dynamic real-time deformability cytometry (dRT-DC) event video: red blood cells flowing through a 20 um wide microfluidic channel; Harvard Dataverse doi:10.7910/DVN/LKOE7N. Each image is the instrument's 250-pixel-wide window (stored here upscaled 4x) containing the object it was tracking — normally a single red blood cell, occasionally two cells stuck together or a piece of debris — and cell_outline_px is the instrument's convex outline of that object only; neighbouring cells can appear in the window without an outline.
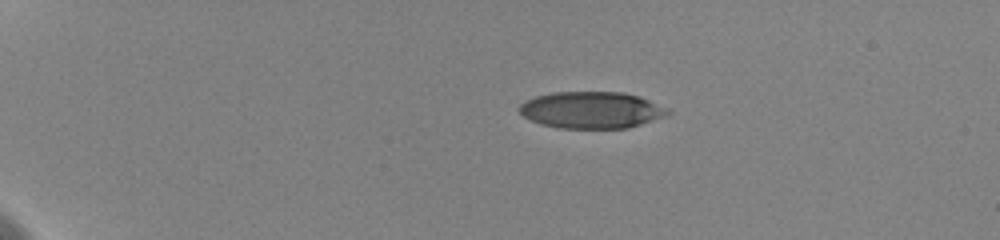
{"species": "human", "species_latin": "Homo sapiens", "temperature_condition": "cold", "stored_images_in_passage": 32, "camera_frame_rate_fps": 3000, "um_per_image_px": 0.085, "donor": {"sex": "female"}, "frame": {"image": 1, "passage_image": 1, "time_ms": 0.0, "image_size_px": [1000, 240], "cell_outline_px": [[672, 112], [668, 116], [628, 128], [556, 128], [540, 124], [524, 116], [516, 108], [524, 100], [536, 96], [552, 92], [624, 92], [640, 96], [668, 108]], "centroid_in_image_um": [50.29, 9.35], "position_along_channel_um": 34.7, "area_um2": 32.14}}
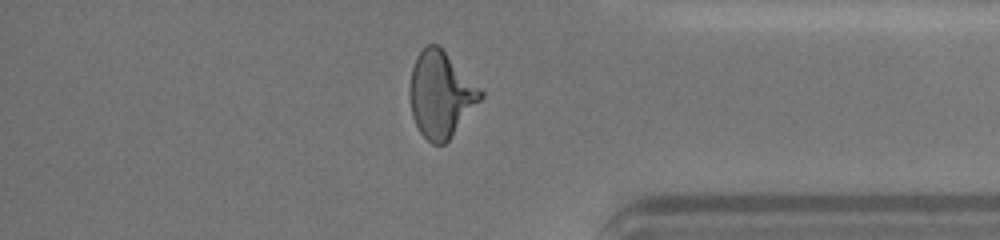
{"frame": {"image": 2, "passage_image": 26, "time_ms": 12.667, "image_size_px": [1000, 240], "cell_outline_px": [[484, 96], [448, 140], [444, 144], [432, 144], [420, 132], [412, 116], [408, 96], [408, 88], [412, 68], [416, 56], [428, 44], [436, 44], [484, 92]], "centroid_in_image_um": [37.42, 8.05], "position_along_channel_um": 397.8, "area_um2": 34.97}}
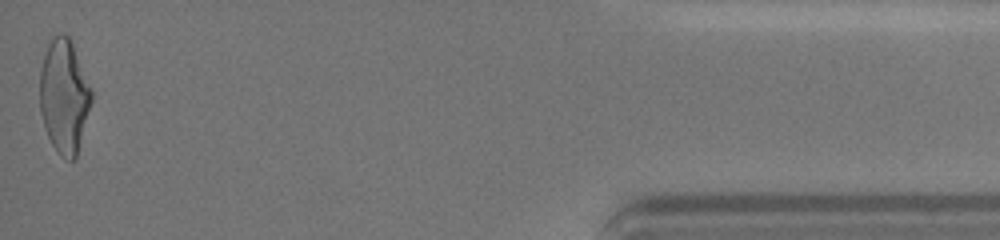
{"frame": {"image": 3, "passage_image": 32, "time_ms": 15.0, "image_size_px": [1000, 240], "cell_outline_px": [[92, 100], [76, 156], [72, 160], [64, 160], [56, 152], [44, 128], [40, 112], [40, 72], [44, 56], [48, 44], [52, 36], [60, 32], [68, 36], [72, 40], [92, 88]], "centroid_in_image_um": [5.45, 8.15], "position_along_channel_um": 429.7, "area_um2": 34.51}, "authors_computed_cell_mechanics": {"area_um2": 34.5644, "velocity_mm_per_s": 3.621, "shape_relaxation_time_tau1_ms": 5.8716, "shape_relaxation_time_tau2_ms": 1.0327, "deformation_change_tau1": 0.1786, "deformation_change_tau2": 0.072}}